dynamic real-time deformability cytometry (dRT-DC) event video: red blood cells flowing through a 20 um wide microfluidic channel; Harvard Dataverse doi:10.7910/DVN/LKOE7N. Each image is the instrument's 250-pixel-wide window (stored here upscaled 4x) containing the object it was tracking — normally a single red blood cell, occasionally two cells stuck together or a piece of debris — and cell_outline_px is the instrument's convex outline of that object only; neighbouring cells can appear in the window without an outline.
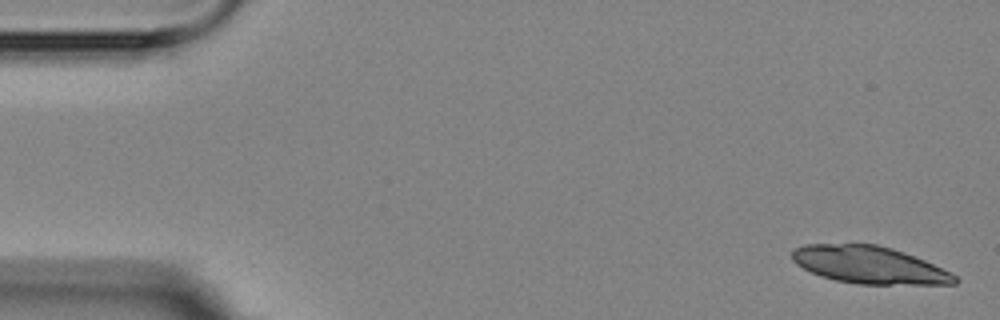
{"species": "Egyptian fruit bat (a non-hibernating species)", "species_latin": "Rousettus aegyptiacus", "temperature_condition": "room temperature", "stored_images_in_passage": 6, "camera_frame_rate_fps": 3000, "um_per_image_px": 0.085, "animal": {"sex": "female"}, "frame": {"image": 1, "passage_image": 1, "time_ms": 0.0, "image_size_px": [1000, 320], "cell_outline_px": [[960, 280], [956, 284], [856, 284], [836, 280], [820, 276], [796, 264], [792, 260], [792, 248], [804, 244], [876, 244], [892, 248], [904, 252], [924, 260], [952, 272]], "centroid_in_image_um": [73.89, 22.52], "position_along_channel_um": 11.1, "area_um2": 35.49}}